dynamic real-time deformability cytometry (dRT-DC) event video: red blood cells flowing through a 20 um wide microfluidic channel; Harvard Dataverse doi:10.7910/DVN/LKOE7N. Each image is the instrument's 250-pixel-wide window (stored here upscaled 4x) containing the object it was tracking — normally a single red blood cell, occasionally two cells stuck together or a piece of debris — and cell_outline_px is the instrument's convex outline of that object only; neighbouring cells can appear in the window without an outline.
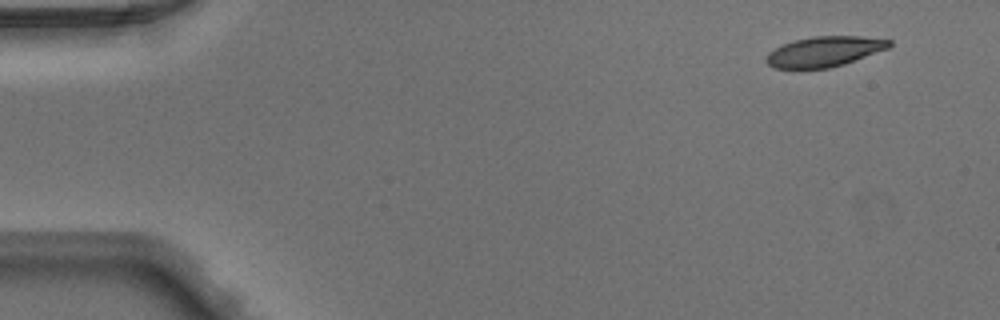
{"species": "Egyptian fruit bat (a non-hibernating species)", "species_latin": "Rousettus aegyptiacus", "temperature_condition": "warm", "stored_images_in_passage": 46, "camera_frame_rate_fps": 3000, "um_per_image_px": 0.085, "animal": {"sex": "male"}, "frame": {"image": 1, "passage_image": 1, "time_ms": 0.0, "image_size_px": [1000, 320], "cell_outline_px": [[892, 44], [888, 48], [844, 64], [828, 68], [776, 68], [768, 64], [764, 60], [768, 52], [784, 44], [796, 40], [812, 36], [860, 36], [892, 40]], "centroid_in_image_um": [70.07, 4.37], "position_along_channel_um": 14.9, "area_um2": 21.44}}
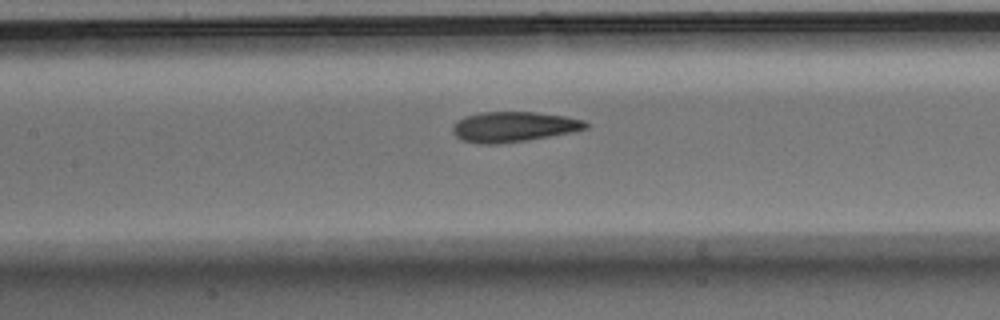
{"frame": {"image": 2, "passage_image": 20, "time_ms": 6.333, "image_size_px": [1000, 320], "cell_outline_px": [[588, 128], [572, 132], [528, 140], [496, 144], [476, 144], [460, 140], [452, 132], [452, 124], [456, 120], [464, 116], [480, 112], [536, 112], [564, 116], [584, 120], [588, 124]], "centroid_in_image_um": [43.59, 10.78], "position_along_channel_um": 163.8, "area_um2": 23.7}}
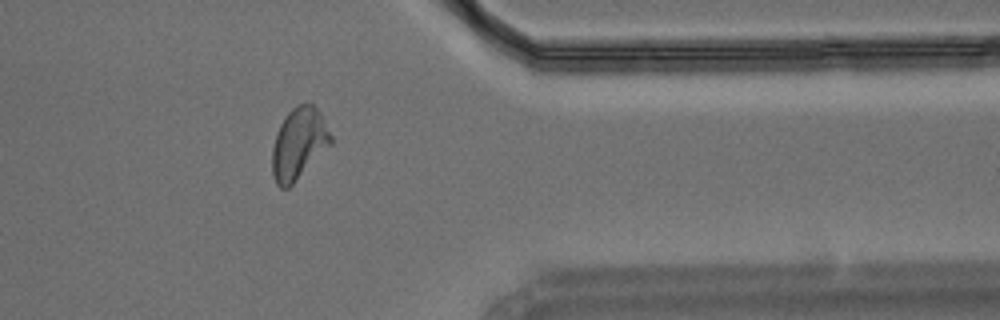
{"frame": {"image": 3, "passage_image": 37, "time_ms": 12.0, "image_size_px": [1000, 320], "cell_outline_px": [[332, 144], [288, 188], [280, 188], [276, 184], [272, 176], [272, 148], [276, 132], [280, 124], [288, 112], [296, 104], [312, 104], [320, 112], [332, 136]], "centroid_in_image_um": [25.38, 12.21], "position_along_channel_um": 386.0, "area_um2": 24.39}}